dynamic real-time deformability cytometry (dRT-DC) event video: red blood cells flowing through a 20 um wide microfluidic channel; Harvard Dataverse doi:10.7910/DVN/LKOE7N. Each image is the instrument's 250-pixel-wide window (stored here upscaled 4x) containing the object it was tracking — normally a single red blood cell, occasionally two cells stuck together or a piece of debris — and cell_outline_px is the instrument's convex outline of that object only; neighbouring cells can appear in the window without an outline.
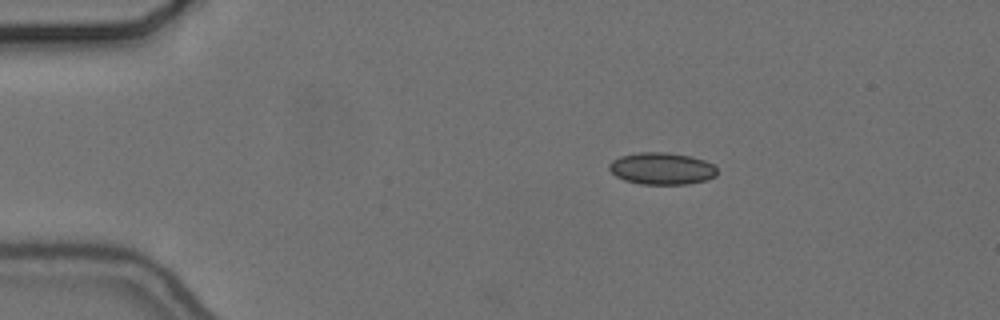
{"species": "common noctule bat (a hibernating species)", "species_latin": "Nyctalus noctula", "temperature_condition": "cold", "stored_images_in_passage": 47, "camera_frame_rate_fps": 3000, "um_per_image_px": 0.085, "animal": {"sex": "female", "body_mass_g": 24.6, "forearm_length_mm": 56.2}, "frame": {"image": 1, "passage_image": 1, "time_ms": 0.0, "image_size_px": [1000, 320], "cell_outline_px": [[716, 176], [708, 180], [688, 184], [640, 184], [624, 180], [616, 176], [608, 168], [608, 164], [612, 160], [620, 156], [640, 152], [668, 152], [692, 156], [704, 160], [712, 164], [716, 168]], "centroid_in_image_um": [56.25, 14.32], "position_along_channel_um": 28.7, "area_um2": 20.29}}
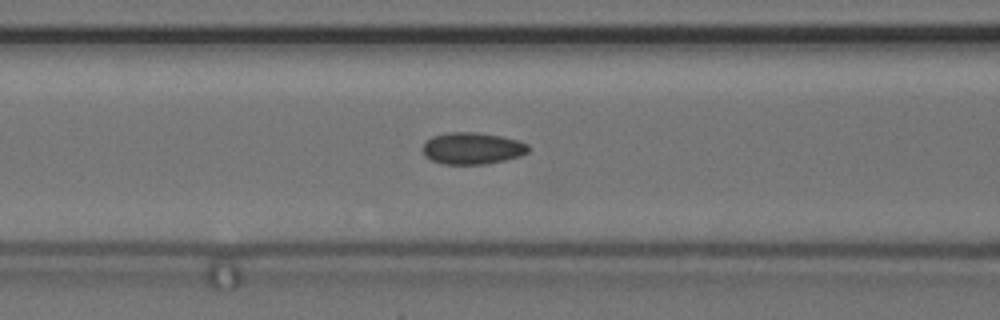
{"frame": {"image": 2, "passage_image": 14, "time_ms": 4.333, "image_size_px": [1000, 320], "cell_outline_px": [[528, 152], [520, 156], [504, 160], [484, 164], [444, 164], [432, 160], [424, 156], [424, 144], [432, 136], [448, 132], [476, 132], [500, 136], [516, 140], [528, 144]], "centroid_in_image_um": [40.14, 12.61], "position_along_channel_um": 126.5, "area_um2": 19.36}}
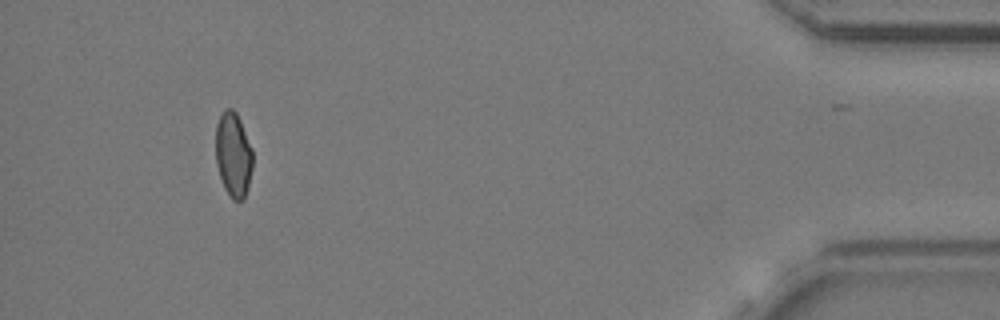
{"frame": {"image": 3, "passage_image": 43, "time_ms": 14.0, "image_size_px": [1000, 320], "cell_outline_px": [[252, 168], [244, 200], [232, 200], [224, 188], [216, 164], [216, 124], [224, 108], [232, 108], [236, 112], [240, 120], [252, 148]], "centroid_in_image_um": [19.82, 13.13], "position_along_channel_um": 415.4, "area_um2": 18.26}, "authors_computed_cell_mechanics": {"area_um2": 19.1318, "velocity_mm_per_s": 3.6753, "shape_relaxation_time_tau1_ms": null, "shape_relaxation_time_tau2_ms": 1.7606, "deformation_change_tau1": null, "deformation_change_tau2": 0.0694}}